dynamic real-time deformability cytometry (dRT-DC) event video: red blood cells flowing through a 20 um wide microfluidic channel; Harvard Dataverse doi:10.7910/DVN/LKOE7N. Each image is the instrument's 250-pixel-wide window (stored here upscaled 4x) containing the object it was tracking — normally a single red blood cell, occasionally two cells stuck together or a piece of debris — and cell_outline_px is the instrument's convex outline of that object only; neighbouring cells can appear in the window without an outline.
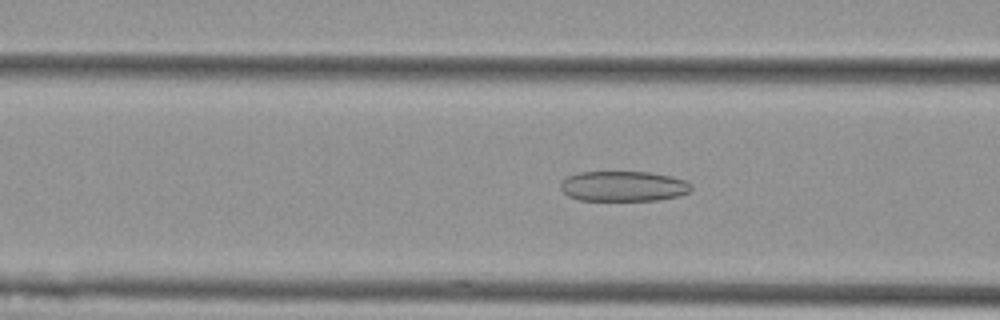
{"species": "Egyptian fruit bat (a non-hibernating species)", "species_latin": "Rousettus aegyptiacus", "temperature_condition": "cold", "stored_images_in_passage": 55, "camera_frame_rate_fps": 3000, "um_per_image_px": 0.085, "animal": {"sex": "female"}, "frame": {"image": 1, "passage_image": 22, "time_ms": 7.0, "image_size_px": [1000, 320], "cell_outline_px": [[692, 188], [688, 192], [680, 196], [656, 200], [580, 200], [568, 196], [560, 188], [560, 184], [568, 176], [576, 172], [648, 172], [672, 176], [684, 180], [692, 184]], "centroid_in_image_um": [53.0, 15.82], "position_along_channel_um": 113.6, "area_um2": 23.06}}
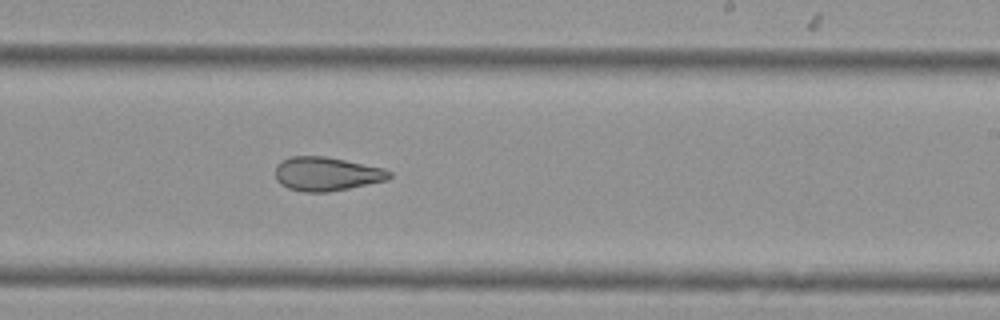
{"frame": {"image": 2, "passage_image": 34, "time_ms": 11.0, "image_size_px": [1000, 320], "cell_outline_px": [[392, 176], [388, 180], [328, 192], [304, 192], [288, 188], [280, 184], [276, 180], [276, 164], [280, 160], [292, 156], [328, 156], [384, 168], [392, 172]], "centroid_in_image_um": [27.76, 14.77], "position_along_channel_um": 261.2, "area_um2": 22.72}}
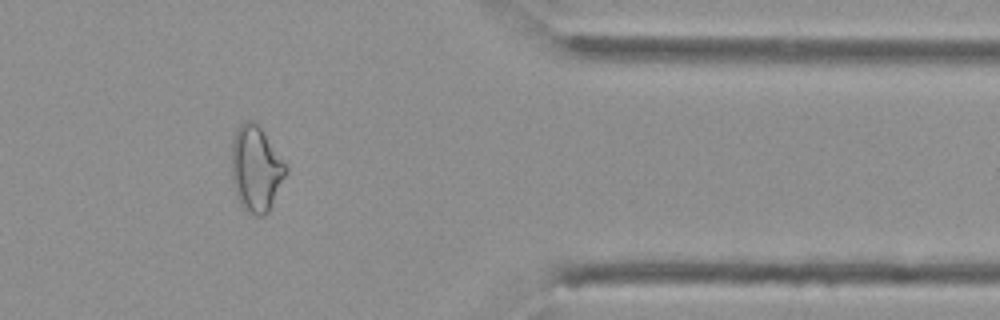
{"frame": {"image": 3, "passage_image": 46, "time_ms": 15.0, "image_size_px": [1000, 320], "cell_outline_px": [[288, 172], [268, 212], [264, 216], [256, 216], [244, 208], [240, 204], [236, 196], [232, 180], [232, 140], [240, 124], [244, 120], [252, 120], [260, 128], [288, 168]], "centroid_in_image_um": [21.75, 14.37], "position_along_channel_um": 389.7, "area_um2": 26.76}, "authors_computed_cell_mechanics": {"area_um2": 27.166, "velocity_mm_per_s": 3.7049, "shape_relaxation_time_tau1_ms": null, "shape_relaxation_time_tau2_ms": 3.0713, "deformation_change_tau1": null, "deformation_change_tau2": 0.1181}}